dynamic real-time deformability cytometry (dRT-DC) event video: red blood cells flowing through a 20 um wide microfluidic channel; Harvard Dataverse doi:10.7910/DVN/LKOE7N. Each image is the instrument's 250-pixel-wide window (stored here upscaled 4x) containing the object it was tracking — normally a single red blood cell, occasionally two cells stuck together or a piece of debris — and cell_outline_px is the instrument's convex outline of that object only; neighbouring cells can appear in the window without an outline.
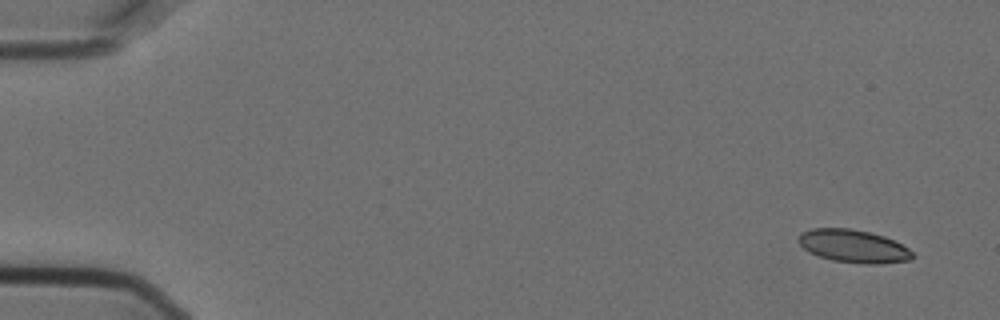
{"species": "Egyptian fruit bat (a non-hibernating species)", "species_latin": "Rousettus aegyptiacus", "temperature_condition": "cold", "stored_images_in_passage": 3, "camera_frame_rate_fps": 3000, "um_per_image_px": 0.085, "animal": {"sex": "female"}, "frame": {"image": 1, "passage_image": 1, "time_ms": 0.0, "image_size_px": [1000, 320], "cell_outline_px": [[912, 260], [876, 264], [864, 264], [832, 260], [808, 252], [796, 240], [800, 232], [812, 228], [848, 228], [868, 232], [884, 236], [908, 248], [912, 252]], "centroid_in_image_um": [72.49, 20.92], "position_along_channel_um": 12.5, "area_um2": 21.79}}